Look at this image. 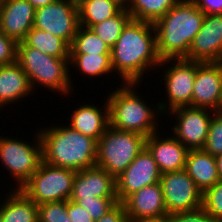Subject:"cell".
Here are the masks:
<instances>
[{
	"label": "cell",
	"mask_w": 222,
	"mask_h": 222,
	"mask_svg": "<svg viewBox=\"0 0 222 222\" xmlns=\"http://www.w3.org/2000/svg\"><path fill=\"white\" fill-rule=\"evenodd\" d=\"M110 57L112 69L123 83H142L143 74L159 68L161 62L153 23L131 19L111 48Z\"/></svg>",
	"instance_id": "obj_1"
},
{
	"label": "cell",
	"mask_w": 222,
	"mask_h": 222,
	"mask_svg": "<svg viewBox=\"0 0 222 222\" xmlns=\"http://www.w3.org/2000/svg\"><path fill=\"white\" fill-rule=\"evenodd\" d=\"M204 17L205 14L192 0H180L154 22L160 59L185 58L193 39L201 29Z\"/></svg>",
	"instance_id": "obj_2"
},
{
	"label": "cell",
	"mask_w": 222,
	"mask_h": 222,
	"mask_svg": "<svg viewBox=\"0 0 222 222\" xmlns=\"http://www.w3.org/2000/svg\"><path fill=\"white\" fill-rule=\"evenodd\" d=\"M50 125V128L45 126L38 130L45 163L76 172L96 165V139L83 135L67 124Z\"/></svg>",
	"instance_id": "obj_3"
},
{
	"label": "cell",
	"mask_w": 222,
	"mask_h": 222,
	"mask_svg": "<svg viewBox=\"0 0 222 222\" xmlns=\"http://www.w3.org/2000/svg\"><path fill=\"white\" fill-rule=\"evenodd\" d=\"M139 84L142 85L136 82L122 83L121 87L117 86L115 91L107 93L110 126L123 131L135 132L147 138L160 131L158 130L161 128L158 122L160 117L157 116H160L162 112L158 103H155L153 108V105L150 106V103L148 105L144 101L143 94L136 90L137 87L140 88Z\"/></svg>",
	"instance_id": "obj_4"
},
{
	"label": "cell",
	"mask_w": 222,
	"mask_h": 222,
	"mask_svg": "<svg viewBox=\"0 0 222 222\" xmlns=\"http://www.w3.org/2000/svg\"><path fill=\"white\" fill-rule=\"evenodd\" d=\"M17 63L28 76L33 92L38 85L64 97L73 93L74 80L70 76L69 58L44 54L20 41L17 46Z\"/></svg>",
	"instance_id": "obj_5"
},
{
	"label": "cell",
	"mask_w": 222,
	"mask_h": 222,
	"mask_svg": "<svg viewBox=\"0 0 222 222\" xmlns=\"http://www.w3.org/2000/svg\"><path fill=\"white\" fill-rule=\"evenodd\" d=\"M145 140L141 134L109 126L97 141L96 166L116 179L145 148Z\"/></svg>",
	"instance_id": "obj_6"
},
{
	"label": "cell",
	"mask_w": 222,
	"mask_h": 222,
	"mask_svg": "<svg viewBox=\"0 0 222 222\" xmlns=\"http://www.w3.org/2000/svg\"><path fill=\"white\" fill-rule=\"evenodd\" d=\"M37 133L32 139L35 143L31 144L29 140L0 136V161L15 180L14 189H20L43 161L42 141L39 131Z\"/></svg>",
	"instance_id": "obj_7"
},
{
	"label": "cell",
	"mask_w": 222,
	"mask_h": 222,
	"mask_svg": "<svg viewBox=\"0 0 222 222\" xmlns=\"http://www.w3.org/2000/svg\"><path fill=\"white\" fill-rule=\"evenodd\" d=\"M76 171L42 161L20 190L37 205L69 200Z\"/></svg>",
	"instance_id": "obj_8"
},
{
	"label": "cell",
	"mask_w": 222,
	"mask_h": 222,
	"mask_svg": "<svg viewBox=\"0 0 222 222\" xmlns=\"http://www.w3.org/2000/svg\"><path fill=\"white\" fill-rule=\"evenodd\" d=\"M171 63V64H170ZM202 62L189 61L184 58L179 59H163L159 67H163V85L166 93V101H158L162 115L179 108L191 106L192 91L196 69ZM165 69V71H164Z\"/></svg>",
	"instance_id": "obj_9"
},
{
	"label": "cell",
	"mask_w": 222,
	"mask_h": 222,
	"mask_svg": "<svg viewBox=\"0 0 222 222\" xmlns=\"http://www.w3.org/2000/svg\"><path fill=\"white\" fill-rule=\"evenodd\" d=\"M77 0H56L35 10L33 27L50 32L71 45L79 27Z\"/></svg>",
	"instance_id": "obj_10"
},
{
	"label": "cell",
	"mask_w": 222,
	"mask_h": 222,
	"mask_svg": "<svg viewBox=\"0 0 222 222\" xmlns=\"http://www.w3.org/2000/svg\"><path fill=\"white\" fill-rule=\"evenodd\" d=\"M159 182L168 215L202 207L203 193L184 169L161 174Z\"/></svg>",
	"instance_id": "obj_11"
},
{
	"label": "cell",
	"mask_w": 222,
	"mask_h": 222,
	"mask_svg": "<svg viewBox=\"0 0 222 222\" xmlns=\"http://www.w3.org/2000/svg\"><path fill=\"white\" fill-rule=\"evenodd\" d=\"M212 113V114H211ZM214 111L192 106L179 107L166 114L175 117L171 133L188 149L198 150L205 145Z\"/></svg>",
	"instance_id": "obj_12"
},
{
	"label": "cell",
	"mask_w": 222,
	"mask_h": 222,
	"mask_svg": "<svg viewBox=\"0 0 222 222\" xmlns=\"http://www.w3.org/2000/svg\"><path fill=\"white\" fill-rule=\"evenodd\" d=\"M161 173L152 154L145 147L135 160L116 178L118 202H123L129 195L145 186L160 181Z\"/></svg>",
	"instance_id": "obj_13"
},
{
	"label": "cell",
	"mask_w": 222,
	"mask_h": 222,
	"mask_svg": "<svg viewBox=\"0 0 222 222\" xmlns=\"http://www.w3.org/2000/svg\"><path fill=\"white\" fill-rule=\"evenodd\" d=\"M191 106L222 111V80L216 62H204L197 67Z\"/></svg>",
	"instance_id": "obj_14"
},
{
	"label": "cell",
	"mask_w": 222,
	"mask_h": 222,
	"mask_svg": "<svg viewBox=\"0 0 222 222\" xmlns=\"http://www.w3.org/2000/svg\"><path fill=\"white\" fill-rule=\"evenodd\" d=\"M222 58V14H205L201 29L193 39L189 61L218 62Z\"/></svg>",
	"instance_id": "obj_15"
},
{
	"label": "cell",
	"mask_w": 222,
	"mask_h": 222,
	"mask_svg": "<svg viewBox=\"0 0 222 222\" xmlns=\"http://www.w3.org/2000/svg\"><path fill=\"white\" fill-rule=\"evenodd\" d=\"M96 197H117L116 179L96 165L77 171L69 200L77 203L80 199Z\"/></svg>",
	"instance_id": "obj_16"
},
{
	"label": "cell",
	"mask_w": 222,
	"mask_h": 222,
	"mask_svg": "<svg viewBox=\"0 0 222 222\" xmlns=\"http://www.w3.org/2000/svg\"><path fill=\"white\" fill-rule=\"evenodd\" d=\"M161 136L160 132H155L145 140V147L152 154L160 173L183 170L189 150L172 133L169 132V137Z\"/></svg>",
	"instance_id": "obj_17"
},
{
	"label": "cell",
	"mask_w": 222,
	"mask_h": 222,
	"mask_svg": "<svg viewBox=\"0 0 222 222\" xmlns=\"http://www.w3.org/2000/svg\"><path fill=\"white\" fill-rule=\"evenodd\" d=\"M35 10L28 0H0V30L22 41L33 28Z\"/></svg>",
	"instance_id": "obj_18"
},
{
	"label": "cell",
	"mask_w": 222,
	"mask_h": 222,
	"mask_svg": "<svg viewBox=\"0 0 222 222\" xmlns=\"http://www.w3.org/2000/svg\"><path fill=\"white\" fill-rule=\"evenodd\" d=\"M122 203L128 222L168 216L160 182L145 186Z\"/></svg>",
	"instance_id": "obj_19"
},
{
	"label": "cell",
	"mask_w": 222,
	"mask_h": 222,
	"mask_svg": "<svg viewBox=\"0 0 222 222\" xmlns=\"http://www.w3.org/2000/svg\"><path fill=\"white\" fill-rule=\"evenodd\" d=\"M102 109L96 104L84 103L78 105L72 114H70L67 123L72 129L82 133L85 136L96 139L97 141L103 136L106 129L110 126L109 105L107 98Z\"/></svg>",
	"instance_id": "obj_20"
},
{
	"label": "cell",
	"mask_w": 222,
	"mask_h": 222,
	"mask_svg": "<svg viewBox=\"0 0 222 222\" xmlns=\"http://www.w3.org/2000/svg\"><path fill=\"white\" fill-rule=\"evenodd\" d=\"M33 93L28 76L17 62L0 66V105L3 109L6 105L15 106Z\"/></svg>",
	"instance_id": "obj_21"
},
{
	"label": "cell",
	"mask_w": 222,
	"mask_h": 222,
	"mask_svg": "<svg viewBox=\"0 0 222 222\" xmlns=\"http://www.w3.org/2000/svg\"><path fill=\"white\" fill-rule=\"evenodd\" d=\"M184 170L202 193L219 181L215 156L202 149L188 151Z\"/></svg>",
	"instance_id": "obj_22"
},
{
	"label": "cell",
	"mask_w": 222,
	"mask_h": 222,
	"mask_svg": "<svg viewBox=\"0 0 222 222\" xmlns=\"http://www.w3.org/2000/svg\"><path fill=\"white\" fill-rule=\"evenodd\" d=\"M0 202L2 222H38V205L20 189H11Z\"/></svg>",
	"instance_id": "obj_23"
},
{
	"label": "cell",
	"mask_w": 222,
	"mask_h": 222,
	"mask_svg": "<svg viewBox=\"0 0 222 222\" xmlns=\"http://www.w3.org/2000/svg\"><path fill=\"white\" fill-rule=\"evenodd\" d=\"M77 4L79 25L87 28L114 17L123 9L113 0H77Z\"/></svg>",
	"instance_id": "obj_24"
},
{
	"label": "cell",
	"mask_w": 222,
	"mask_h": 222,
	"mask_svg": "<svg viewBox=\"0 0 222 222\" xmlns=\"http://www.w3.org/2000/svg\"><path fill=\"white\" fill-rule=\"evenodd\" d=\"M27 46L57 58L70 57V45L63 39L33 27L22 40Z\"/></svg>",
	"instance_id": "obj_25"
},
{
	"label": "cell",
	"mask_w": 222,
	"mask_h": 222,
	"mask_svg": "<svg viewBox=\"0 0 222 222\" xmlns=\"http://www.w3.org/2000/svg\"><path fill=\"white\" fill-rule=\"evenodd\" d=\"M69 64L73 69L76 68V71L79 70L81 77L84 75L85 77H90L89 79H97L105 75L107 77L108 74L110 76L112 72L114 73L110 55L70 54Z\"/></svg>",
	"instance_id": "obj_26"
},
{
	"label": "cell",
	"mask_w": 222,
	"mask_h": 222,
	"mask_svg": "<svg viewBox=\"0 0 222 222\" xmlns=\"http://www.w3.org/2000/svg\"><path fill=\"white\" fill-rule=\"evenodd\" d=\"M180 0H129L127 11L136 21L154 23Z\"/></svg>",
	"instance_id": "obj_27"
},
{
	"label": "cell",
	"mask_w": 222,
	"mask_h": 222,
	"mask_svg": "<svg viewBox=\"0 0 222 222\" xmlns=\"http://www.w3.org/2000/svg\"><path fill=\"white\" fill-rule=\"evenodd\" d=\"M70 54L110 55L111 48L93 30L79 26L70 45Z\"/></svg>",
	"instance_id": "obj_28"
},
{
	"label": "cell",
	"mask_w": 222,
	"mask_h": 222,
	"mask_svg": "<svg viewBox=\"0 0 222 222\" xmlns=\"http://www.w3.org/2000/svg\"><path fill=\"white\" fill-rule=\"evenodd\" d=\"M131 19L127 8H123L114 17L107 18L101 23L91 26L90 29L112 48L120 37L123 28Z\"/></svg>",
	"instance_id": "obj_29"
},
{
	"label": "cell",
	"mask_w": 222,
	"mask_h": 222,
	"mask_svg": "<svg viewBox=\"0 0 222 222\" xmlns=\"http://www.w3.org/2000/svg\"><path fill=\"white\" fill-rule=\"evenodd\" d=\"M202 150L212 156L222 154V111L213 113Z\"/></svg>",
	"instance_id": "obj_30"
},
{
	"label": "cell",
	"mask_w": 222,
	"mask_h": 222,
	"mask_svg": "<svg viewBox=\"0 0 222 222\" xmlns=\"http://www.w3.org/2000/svg\"><path fill=\"white\" fill-rule=\"evenodd\" d=\"M202 208L216 221L222 222V181L203 193Z\"/></svg>",
	"instance_id": "obj_31"
},
{
	"label": "cell",
	"mask_w": 222,
	"mask_h": 222,
	"mask_svg": "<svg viewBox=\"0 0 222 222\" xmlns=\"http://www.w3.org/2000/svg\"><path fill=\"white\" fill-rule=\"evenodd\" d=\"M38 222H71L67 212V200L39 204Z\"/></svg>",
	"instance_id": "obj_32"
},
{
	"label": "cell",
	"mask_w": 222,
	"mask_h": 222,
	"mask_svg": "<svg viewBox=\"0 0 222 222\" xmlns=\"http://www.w3.org/2000/svg\"><path fill=\"white\" fill-rule=\"evenodd\" d=\"M117 202V197H96L89 200L80 199L77 203L85 208L96 221L105 215Z\"/></svg>",
	"instance_id": "obj_33"
},
{
	"label": "cell",
	"mask_w": 222,
	"mask_h": 222,
	"mask_svg": "<svg viewBox=\"0 0 222 222\" xmlns=\"http://www.w3.org/2000/svg\"><path fill=\"white\" fill-rule=\"evenodd\" d=\"M18 42L0 30V66L17 62Z\"/></svg>",
	"instance_id": "obj_34"
},
{
	"label": "cell",
	"mask_w": 222,
	"mask_h": 222,
	"mask_svg": "<svg viewBox=\"0 0 222 222\" xmlns=\"http://www.w3.org/2000/svg\"><path fill=\"white\" fill-rule=\"evenodd\" d=\"M168 222H216L202 207L191 212H178L167 216Z\"/></svg>",
	"instance_id": "obj_35"
},
{
	"label": "cell",
	"mask_w": 222,
	"mask_h": 222,
	"mask_svg": "<svg viewBox=\"0 0 222 222\" xmlns=\"http://www.w3.org/2000/svg\"><path fill=\"white\" fill-rule=\"evenodd\" d=\"M67 212L71 222H95L85 208L71 200H67Z\"/></svg>",
	"instance_id": "obj_36"
},
{
	"label": "cell",
	"mask_w": 222,
	"mask_h": 222,
	"mask_svg": "<svg viewBox=\"0 0 222 222\" xmlns=\"http://www.w3.org/2000/svg\"><path fill=\"white\" fill-rule=\"evenodd\" d=\"M95 222H128L123 203L117 202L105 215Z\"/></svg>",
	"instance_id": "obj_37"
},
{
	"label": "cell",
	"mask_w": 222,
	"mask_h": 222,
	"mask_svg": "<svg viewBox=\"0 0 222 222\" xmlns=\"http://www.w3.org/2000/svg\"><path fill=\"white\" fill-rule=\"evenodd\" d=\"M204 14H222V0H192Z\"/></svg>",
	"instance_id": "obj_38"
},
{
	"label": "cell",
	"mask_w": 222,
	"mask_h": 222,
	"mask_svg": "<svg viewBox=\"0 0 222 222\" xmlns=\"http://www.w3.org/2000/svg\"><path fill=\"white\" fill-rule=\"evenodd\" d=\"M35 9L46 6L47 4L53 3L56 0H28Z\"/></svg>",
	"instance_id": "obj_39"
},
{
	"label": "cell",
	"mask_w": 222,
	"mask_h": 222,
	"mask_svg": "<svg viewBox=\"0 0 222 222\" xmlns=\"http://www.w3.org/2000/svg\"><path fill=\"white\" fill-rule=\"evenodd\" d=\"M215 161H216V165H217L219 180L222 181V154L216 155Z\"/></svg>",
	"instance_id": "obj_40"
},
{
	"label": "cell",
	"mask_w": 222,
	"mask_h": 222,
	"mask_svg": "<svg viewBox=\"0 0 222 222\" xmlns=\"http://www.w3.org/2000/svg\"><path fill=\"white\" fill-rule=\"evenodd\" d=\"M133 222H168L167 216L160 218H149V219H140Z\"/></svg>",
	"instance_id": "obj_41"
},
{
	"label": "cell",
	"mask_w": 222,
	"mask_h": 222,
	"mask_svg": "<svg viewBox=\"0 0 222 222\" xmlns=\"http://www.w3.org/2000/svg\"><path fill=\"white\" fill-rule=\"evenodd\" d=\"M117 2L122 8H127L129 0H113Z\"/></svg>",
	"instance_id": "obj_42"
},
{
	"label": "cell",
	"mask_w": 222,
	"mask_h": 222,
	"mask_svg": "<svg viewBox=\"0 0 222 222\" xmlns=\"http://www.w3.org/2000/svg\"><path fill=\"white\" fill-rule=\"evenodd\" d=\"M219 66V69H220V74H221V80H222V58L219 59L218 62H216Z\"/></svg>",
	"instance_id": "obj_43"
}]
</instances>
